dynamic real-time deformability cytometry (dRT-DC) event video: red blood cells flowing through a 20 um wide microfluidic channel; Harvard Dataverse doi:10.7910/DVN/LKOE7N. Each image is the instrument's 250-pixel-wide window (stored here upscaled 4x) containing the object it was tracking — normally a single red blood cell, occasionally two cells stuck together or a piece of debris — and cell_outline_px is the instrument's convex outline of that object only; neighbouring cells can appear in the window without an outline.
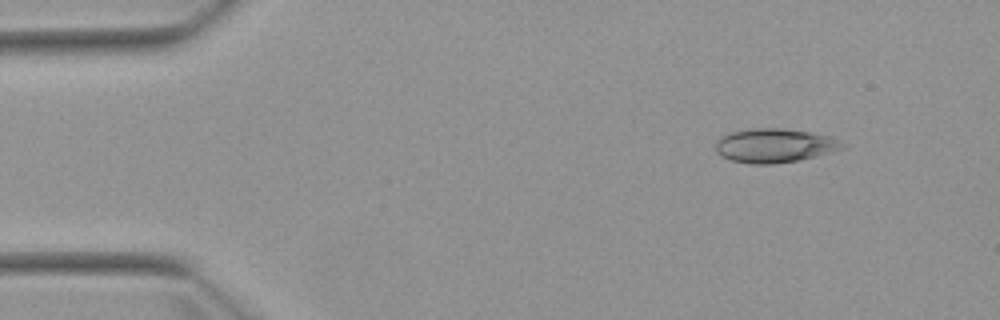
{"species": "Egyptian fruit bat (a non-hibernating species)", "species_latin": "Rousettus aegyptiacus", "temperature_condition": "warm", "stored_images_in_passage": 6, "camera_frame_rate_fps": 3000, "um_per_image_px": 0.085, "animal": {"sex": "female"}, "frame": {"image": 1, "passage_image": 2, "time_ms": 1.333, "image_size_px": [1000, 320], "cell_outline_px": [[848, 148], [800, 160], [776, 164], [752, 164], [728, 160], [716, 152], [716, 140], [720, 136], [728, 132], [752, 128], [784, 128], [808, 132], [828, 136], [848, 144]], "centroid_in_image_um": [65.84, 12.38], "position_along_channel_um": 19.2, "area_um2": 25.55}}
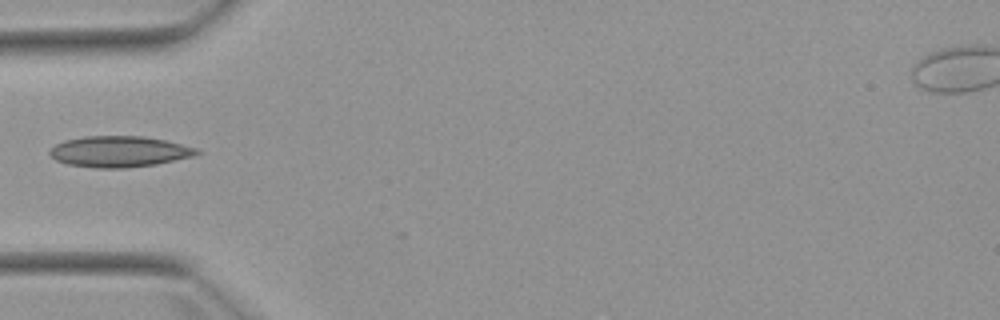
{"frame": {"image": 2, "passage_image": 5, "time_ms": 5.0, "image_size_px": [1000, 320], "cell_outline_px": [[204, 152], [192, 156], [156, 164], [124, 168], [96, 168], [68, 164], [56, 160], [48, 152], [56, 144], [64, 140], [84, 136], [144, 136], [164, 140], [196, 148]], "centroid_in_image_um": [10.13, 12.88], "position_along_channel_um": 74.9, "area_um2": 26.41}}
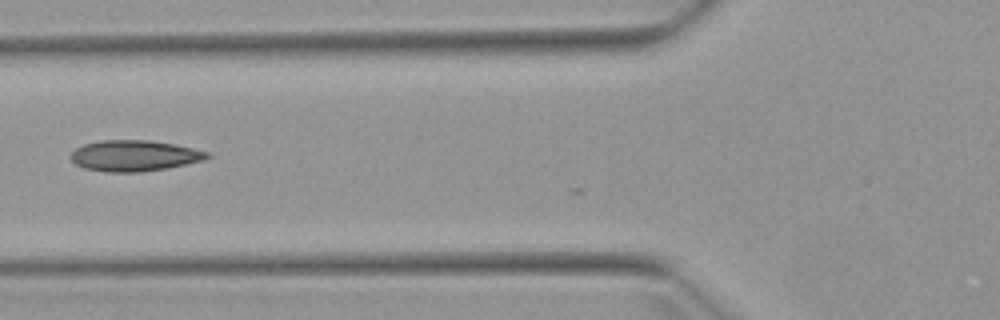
{"frame": {"image": 3, "passage_image": 6, "time_ms": 6.0, "image_size_px": [1000, 320], "cell_outline_px": [[212, 156], [204, 160], [168, 168], [140, 172], [108, 172], [84, 168], [76, 164], [72, 160], [72, 152], [76, 148], [84, 144], [100, 140], [148, 140], [176, 144], [208, 152]], "centroid_in_image_um": [11.44, 13.23], "position_along_channel_um": 114.4, "area_um2": 24.57}}